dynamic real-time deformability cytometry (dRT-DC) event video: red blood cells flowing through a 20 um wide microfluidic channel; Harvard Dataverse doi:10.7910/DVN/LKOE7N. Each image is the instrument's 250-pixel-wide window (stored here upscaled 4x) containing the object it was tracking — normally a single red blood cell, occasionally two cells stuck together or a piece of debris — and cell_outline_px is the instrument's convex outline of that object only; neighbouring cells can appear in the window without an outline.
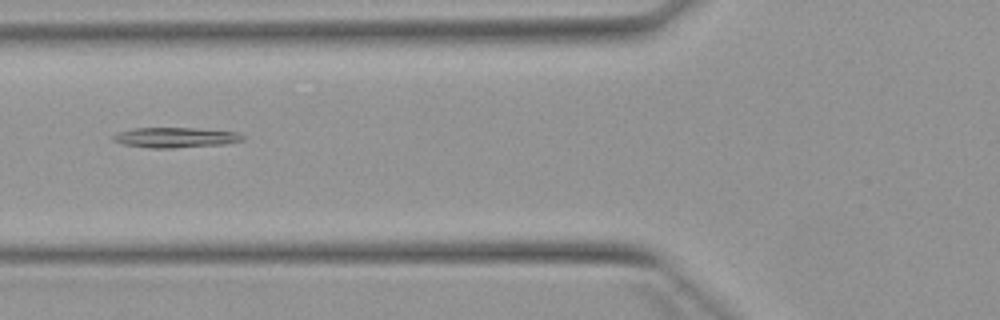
{"species": "Egyptian fruit bat (a non-hibernating species)", "species_latin": "Rousettus aegyptiacus", "temperature_condition": "warm", "stored_images_in_passage": 5, "camera_frame_rate_fps": 3000, "um_per_image_px": 0.085, "animal": {"sex": "female"}, "frame": {"image": 1, "passage_image": 5, "time_ms": 6.0, "image_size_px": [1000, 320], "cell_outline_px": [[244, 140], [224, 144], [172, 148], [152, 148], [124, 144], [112, 140], [112, 136], [120, 132], [136, 128], [196, 128], [240, 132], [244, 136]], "centroid_in_image_um": [14.97, 11.68], "position_along_channel_um": 110.8, "area_um2": 15.14}}